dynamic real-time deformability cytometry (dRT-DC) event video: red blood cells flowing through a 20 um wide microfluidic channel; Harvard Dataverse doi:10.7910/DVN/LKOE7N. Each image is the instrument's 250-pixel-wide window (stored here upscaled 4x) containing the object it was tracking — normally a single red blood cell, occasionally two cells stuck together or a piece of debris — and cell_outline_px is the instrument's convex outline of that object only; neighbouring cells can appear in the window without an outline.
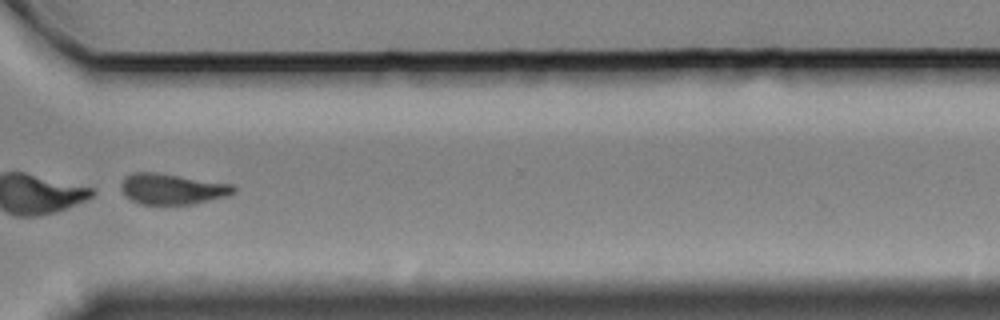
{"species": "Egyptian fruit bat (a non-hibernating species)", "species_latin": "Rousettus aegyptiacus", "temperature_condition": "cold", "stored_images_in_passage": 46, "segment_of_instrument_passage": [2, 2], "camera_frame_rate_fps": 3000, "um_per_image_px": 0.085, "animal": {"sex": "female"}, "frame": {"image": 1, "passage_image": 44, "time_ms": 14.333, "image_size_px": [1000, 320], "cell_outline_px": [[236, 192], [228, 196], [192, 204], [140, 204], [132, 200], [120, 188], [120, 184], [124, 176], [132, 172], [156, 172], [232, 184], [236, 188]], "centroid_in_image_um": [14.63, 16.05], "position_along_channel_um": 356.0, "area_um2": 20.17}}